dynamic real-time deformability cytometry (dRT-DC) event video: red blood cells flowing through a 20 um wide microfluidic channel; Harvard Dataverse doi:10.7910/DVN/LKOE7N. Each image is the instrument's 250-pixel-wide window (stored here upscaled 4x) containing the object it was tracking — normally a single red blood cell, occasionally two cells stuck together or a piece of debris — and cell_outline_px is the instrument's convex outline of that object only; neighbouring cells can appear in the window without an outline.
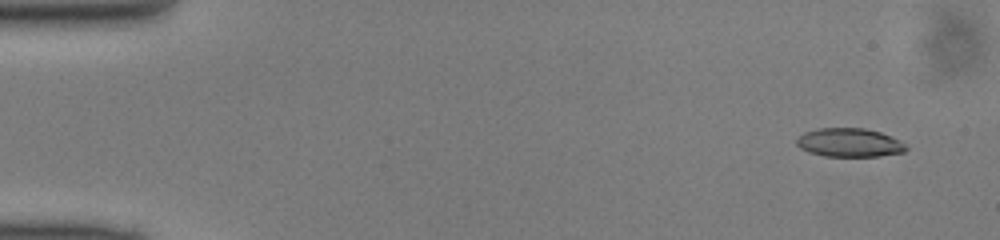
{"species": "common noctule bat (a hibernating species)", "species_latin": "Nyctalus noctula", "temperature_condition": "cold", "stored_images_in_passage": 47, "camera_frame_rate_fps": 3000, "um_per_image_px": 0.085, "animal": {"sex": "male", "body_mass_g": 13.0, "forearm_length_mm": 53.1}, "frame": {"image": 1, "passage_image": 1, "time_ms": 0.0, "image_size_px": [1000, 240], "cell_outline_px": [[908, 148], [904, 152], [880, 156], [824, 156], [808, 152], [800, 148], [796, 144], [796, 140], [804, 132], [816, 128], [864, 128], [880, 132], [900, 140]], "centroid_in_image_um": [72.18, 12.12], "position_along_channel_um": 12.8, "area_um2": 18.32}}
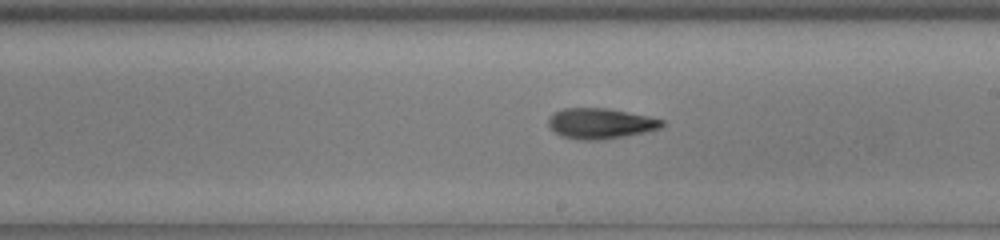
{"frame": {"image": 2, "passage_image": 26, "time_ms": 8.333, "image_size_px": [1000, 240], "cell_outline_px": [[664, 124], [660, 128], [644, 132], [604, 140], [580, 140], [560, 136], [552, 132], [548, 124], [548, 120], [552, 112], [564, 108], [608, 108], [648, 116], [664, 120]], "centroid_in_image_um": [50.98, 10.5], "position_along_channel_um": 238.0, "area_um2": 20.4}}
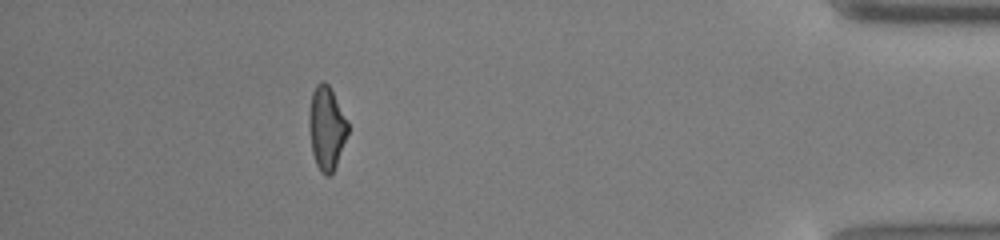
{"frame": {"image": 3, "passage_image": 42, "time_ms": 13.667, "image_size_px": [1000, 240], "cell_outline_px": [[348, 132], [336, 164], [332, 172], [328, 176], [324, 176], [320, 172], [316, 164], [312, 152], [308, 124], [308, 116], [312, 92], [316, 84], [320, 80], [324, 80], [328, 84], [348, 120]], "centroid_in_image_um": [27.74, 10.85], "position_along_channel_um": 407.5, "area_um2": 18.9}}